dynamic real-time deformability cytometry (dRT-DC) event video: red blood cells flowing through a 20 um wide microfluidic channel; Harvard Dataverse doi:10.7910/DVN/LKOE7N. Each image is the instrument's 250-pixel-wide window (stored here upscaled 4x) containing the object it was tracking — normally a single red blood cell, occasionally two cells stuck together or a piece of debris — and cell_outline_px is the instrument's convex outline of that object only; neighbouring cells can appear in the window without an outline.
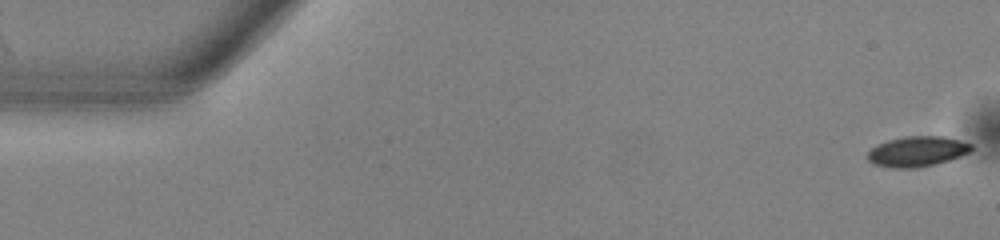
{"species": "common noctule bat (a hibernating species)", "species_latin": "Nyctalus noctula", "temperature_condition": "warm", "stored_images_in_passage": 47, "camera_frame_rate_fps": 3000, "um_per_image_px": 0.085, "animal": {"sex": "male", "body_mass_g": 13.0, "forearm_length_mm": 53.1}, "frame": {"image": 1, "passage_image": 1, "time_ms": 0.0, "image_size_px": [1000, 240], "cell_outline_px": [[972, 148], [968, 152], [960, 156], [936, 164], [916, 168], [892, 168], [872, 164], [868, 160], [868, 152], [872, 148], [888, 140], [904, 136], [944, 136], [960, 140], [972, 144]], "centroid_in_image_um": [77.95, 12.87], "position_along_channel_um": 7.0, "area_um2": 18.26}}
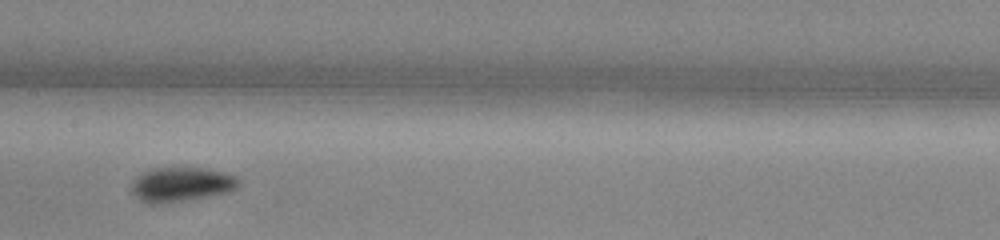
{"frame": {"image": 2, "passage_image": 26, "time_ms": 8.333, "image_size_px": [1000, 240], "cell_outline_px": [[240, 184], [236, 188], [228, 192], [184, 200], [160, 204], [148, 204], [140, 200], [132, 192], [132, 184], [144, 172], [152, 168], [208, 168], [224, 172], [236, 176], [240, 180]], "centroid_in_image_um": [15.44, 15.67], "position_along_channel_um": 192.0, "area_um2": 21.27}}
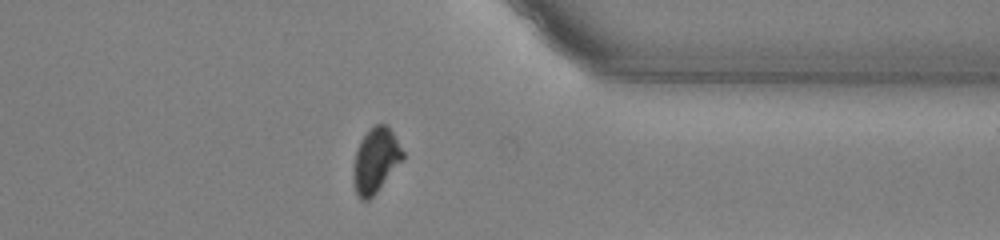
{"frame": {"image": 3, "passage_image": 41, "time_ms": 13.333, "image_size_px": [1000, 240], "cell_outline_px": [[404, 156], [376, 192], [368, 200], [360, 200], [356, 196], [352, 180], [352, 168], [356, 152], [360, 140], [376, 124], [384, 124], [392, 132], [404, 152]], "centroid_in_image_um": [31.87, 13.67], "position_along_channel_um": 379.5, "area_um2": 18.26}}